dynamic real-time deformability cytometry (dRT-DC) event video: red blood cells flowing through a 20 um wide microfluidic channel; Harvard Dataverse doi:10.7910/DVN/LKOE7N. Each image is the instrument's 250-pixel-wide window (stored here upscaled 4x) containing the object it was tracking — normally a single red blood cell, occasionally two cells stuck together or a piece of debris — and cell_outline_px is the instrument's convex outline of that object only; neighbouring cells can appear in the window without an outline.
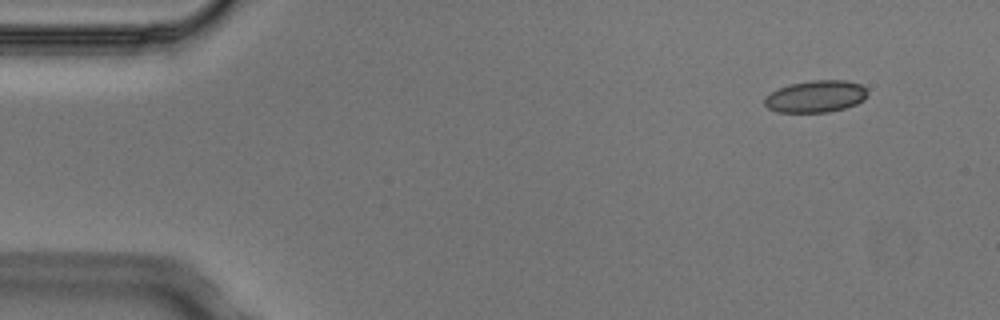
{"species": "Egyptian fruit bat (a non-hibernating species)", "species_latin": "Rousettus aegyptiacus", "temperature_condition": "cold", "stored_images_in_passage": 4, "camera_frame_rate_fps": 3000, "um_per_image_px": 0.085, "animal": {"sex": "male"}, "frame": {"image": 1, "passage_image": 1, "time_ms": 0.0, "image_size_px": [1000, 320], "cell_outline_px": [[868, 92], [864, 100], [856, 104], [844, 108], [828, 112], [776, 112], [768, 108], [764, 104], [764, 96], [788, 84], [812, 80], [844, 80], [860, 84]], "centroid_in_image_um": [69.32, 8.2], "position_along_channel_um": 15.7, "area_um2": 19.19}}
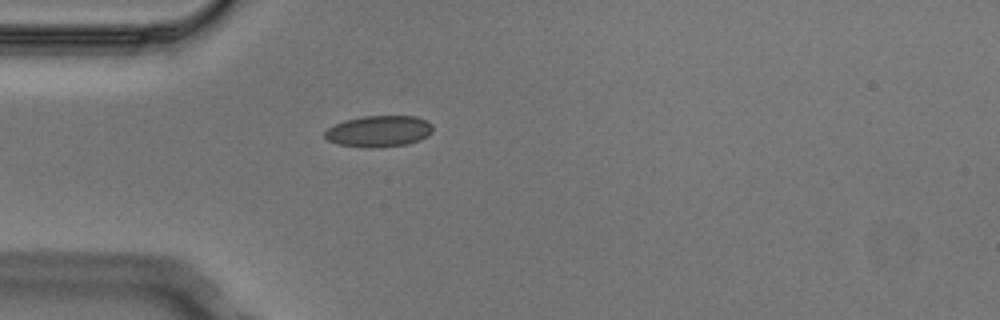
{"frame": {"image": 2, "passage_image": 4, "time_ms": 1.0, "image_size_px": [1000, 320], "cell_outline_px": [[432, 132], [428, 136], [420, 140], [408, 144], [376, 148], [372, 148], [336, 144], [328, 140], [324, 136], [324, 132], [328, 128], [344, 120], [364, 116], [416, 116], [432, 124]], "centroid_in_image_um": [32.21, 11.16], "position_along_channel_um": 52.8, "area_um2": 19.77}}